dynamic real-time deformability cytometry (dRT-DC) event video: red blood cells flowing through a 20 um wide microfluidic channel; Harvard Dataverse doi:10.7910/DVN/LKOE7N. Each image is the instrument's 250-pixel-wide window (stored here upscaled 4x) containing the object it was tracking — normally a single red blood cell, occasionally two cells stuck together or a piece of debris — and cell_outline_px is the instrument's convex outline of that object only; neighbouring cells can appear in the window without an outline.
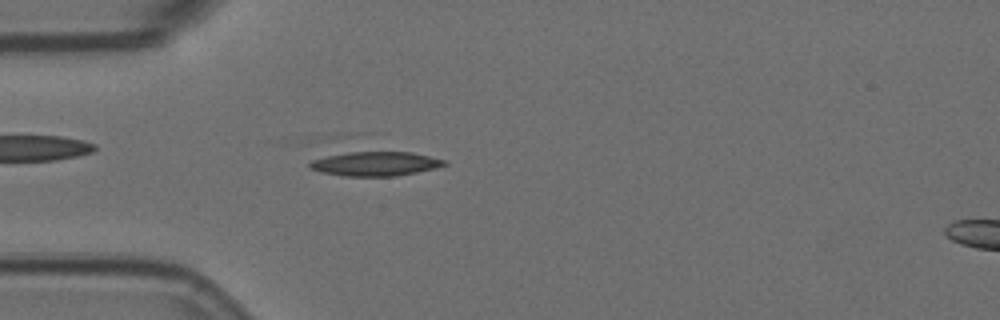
{"species": "Egyptian fruit bat (a non-hibernating species)", "species_latin": "Rousettus aegyptiacus", "temperature_condition": "room temperature", "stored_images_in_passage": 55, "camera_frame_rate_fps": 3000, "um_per_image_px": 0.085, "animal": {"sex": "female"}, "frame": {"image": 1, "passage_image": 15, "time_ms": 4.667, "image_size_px": [1000, 320], "cell_outline_px": [[448, 164], [436, 168], [396, 176], [344, 176], [320, 172], [308, 168], [308, 164], [312, 160], [328, 156], [348, 152], [412, 152], [448, 160]], "centroid_in_image_um": [31.93, 13.92], "position_along_channel_um": 53.1, "area_um2": 19.07}}
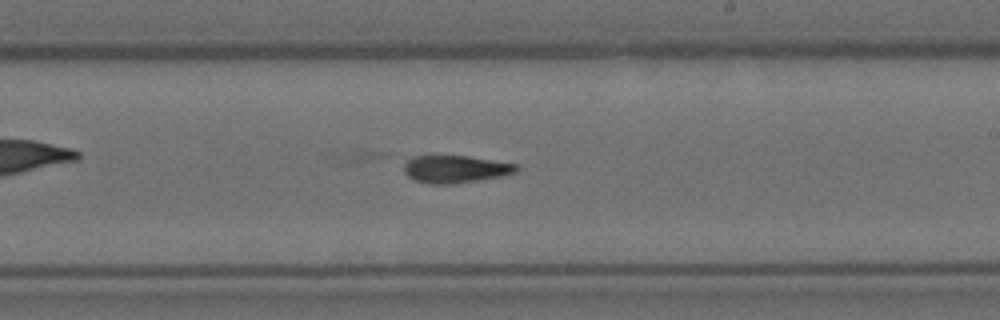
{"frame": {"image": 2, "passage_image": 32, "time_ms": 10.333, "image_size_px": [1000, 320], "cell_outline_px": [[520, 168], [516, 172], [500, 176], [452, 184], [428, 184], [412, 180], [404, 172], [404, 160], [412, 156], [468, 156], [516, 164]], "centroid_in_image_um": [38.64, 14.37], "position_along_channel_um": 250.4, "area_um2": 18.03}}
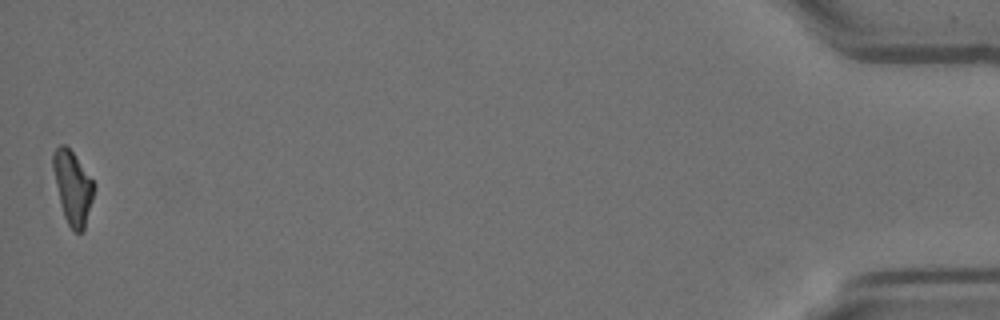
{"frame": {"image": 3, "passage_image": 55, "time_ms": 18.0, "image_size_px": [1000, 320], "cell_outline_px": [[96, 184], [92, 200], [84, 228], [80, 232], [76, 232], [68, 224], [64, 216], [60, 204], [52, 168], [52, 152], [60, 144], [64, 144], [72, 152]], "centroid_in_image_um": [6.16, 15.9], "position_along_channel_um": 429.0, "area_um2": 17.22}}